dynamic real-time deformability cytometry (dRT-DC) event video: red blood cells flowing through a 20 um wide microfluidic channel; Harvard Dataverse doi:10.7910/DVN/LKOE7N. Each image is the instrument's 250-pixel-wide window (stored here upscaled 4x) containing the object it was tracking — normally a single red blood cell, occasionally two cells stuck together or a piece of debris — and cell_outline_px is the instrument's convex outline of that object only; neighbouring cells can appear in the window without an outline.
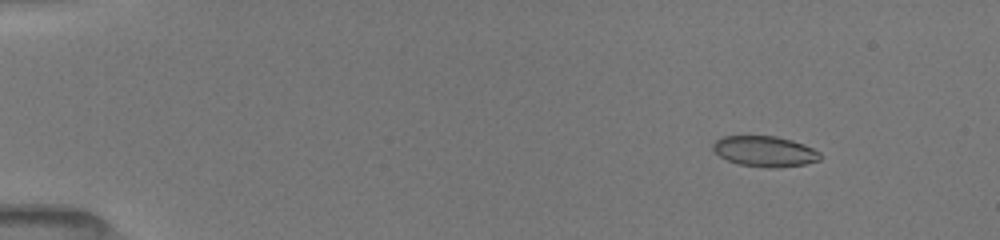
{"species": "common noctule bat (a hibernating species)", "species_latin": "Nyctalus noctula", "temperature_condition": "room temperature", "stored_images_in_passage": 16, "camera_frame_rate_fps": 3000, "um_per_image_px": 0.085, "animal": {"sex": "female", "body_mass_g": 19.5, "forearm_length_mm": 54.1}, "frame": {"image": 1, "passage_image": 7, "time_ms": 2.0, "image_size_px": [1000, 240], "cell_outline_px": [[820, 160], [804, 164], [776, 168], [768, 168], [740, 164], [728, 160], [720, 156], [712, 148], [712, 144], [716, 140], [724, 136], [776, 136], [792, 140], [804, 144], [820, 152]], "centroid_in_image_um": [65.01, 12.86], "position_along_channel_um": 20.0, "area_um2": 19.02}}
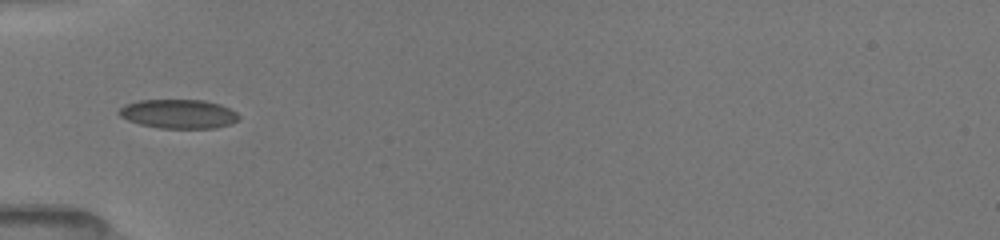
{"frame": {"image": 2, "passage_image": 15, "time_ms": 6.0, "image_size_px": [1000, 240], "cell_outline_px": [[240, 120], [232, 124], [216, 128], [160, 128], [140, 124], [128, 120], [120, 116], [116, 112], [124, 104], [140, 100], [204, 100], [220, 104], [236, 112], [240, 116]], "centroid_in_image_um": [15.19, 9.68], "position_along_channel_um": 69.8, "area_um2": 20.46}}